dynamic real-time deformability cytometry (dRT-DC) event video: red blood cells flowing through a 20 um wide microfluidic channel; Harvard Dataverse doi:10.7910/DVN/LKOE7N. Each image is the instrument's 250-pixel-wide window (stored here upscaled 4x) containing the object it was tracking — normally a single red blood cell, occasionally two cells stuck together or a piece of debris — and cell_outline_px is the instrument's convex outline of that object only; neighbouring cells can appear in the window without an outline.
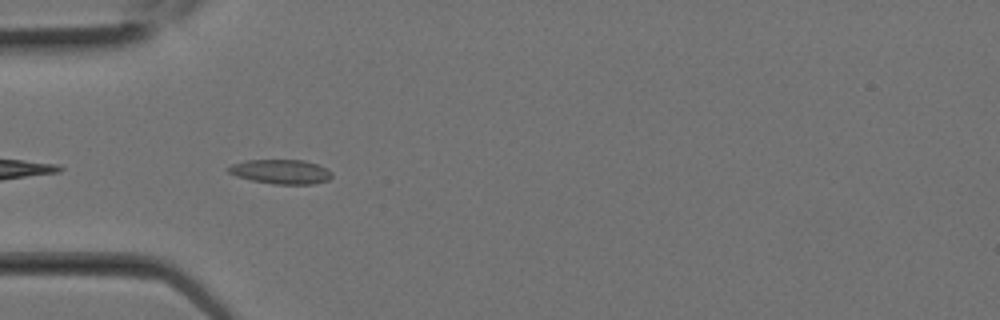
{"species": "Egyptian fruit bat (a non-hibernating species)", "species_latin": "Rousettus aegyptiacus", "temperature_condition": "room temperature", "stored_images_in_passage": 2, "camera_frame_rate_fps": 3000, "um_per_image_px": 0.085, "animal": {"sex": "female"}, "frame": {"image": 1, "passage_image": 2, "time_ms": 0.333, "image_size_px": [1000, 320], "cell_outline_px": [[332, 176], [328, 180], [312, 184], [272, 184], [252, 180], [236, 176], [228, 172], [224, 168], [232, 164], [244, 160], [304, 160], [316, 164], [332, 172]], "centroid_in_image_um": [23.82, 14.59], "position_along_channel_um": 61.2, "area_um2": 14.74}}